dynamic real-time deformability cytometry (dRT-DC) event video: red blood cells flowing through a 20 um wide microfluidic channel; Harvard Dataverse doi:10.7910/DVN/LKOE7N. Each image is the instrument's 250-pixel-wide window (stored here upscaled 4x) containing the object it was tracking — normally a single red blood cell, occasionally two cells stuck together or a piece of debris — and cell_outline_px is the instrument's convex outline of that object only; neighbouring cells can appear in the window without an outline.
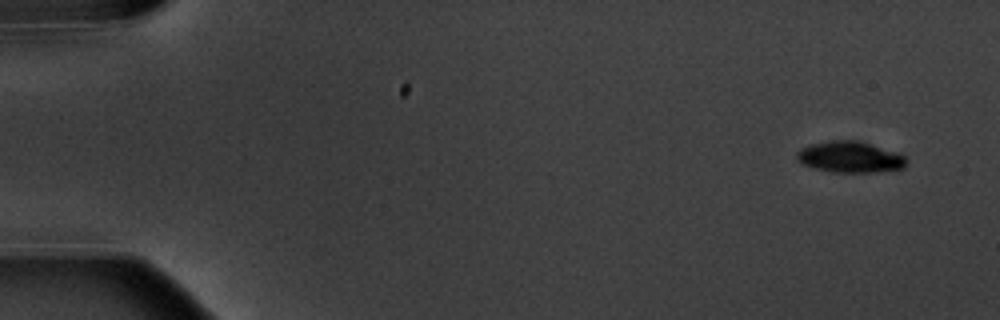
{"species": "common noctule bat (a hibernating species)", "species_latin": "Nyctalus noctula", "temperature_condition": "warm", "stored_images_in_passage": 5, "camera_frame_rate_fps": 3000, "um_per_image_px": 0.085, "animal": {"sex": "male", "body_mass_g": 20.1, "forearm_length_mm": 53.5}, "frame": {"image": 1, "passage_image": 1, "time_ms": 0.0, "image_size_px": [1000, 320], "cell_outline_px": [[908, 164], [904, 168], [872, 172], [832, 172], [812, 168], [800, 164], [796, 160], [796, 152], [808, 144], [828, 140], [856, 140], [900, 152], [908, 160]], "centroid_in_image_um": [72.23, 13.34], "position_along_channel_um": 12.8, "area_um2": 20.35}}
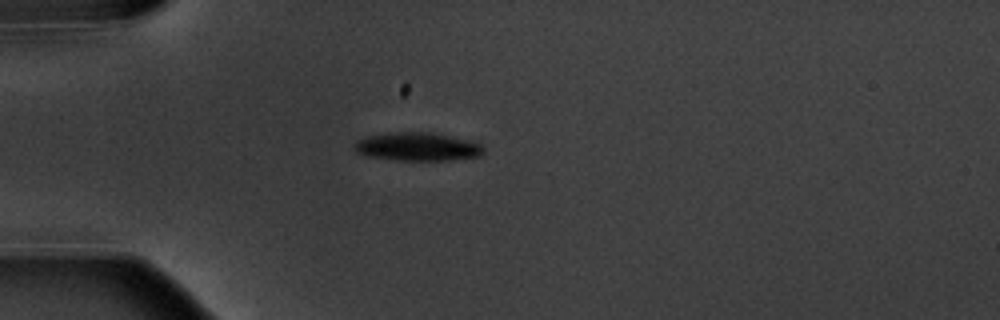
{"frame": {"image": 2, "passage_image": 5, "time_ms": 4.333, "image_size_px": [1000, 320], "cell_outline_px": [[484, 152], [480, 156], [452, 160], [396, 160], [364, 156], [356, 152], [352, 148], [352, 144], [356, 140], [368, 136], [392, 132], [428, 132], [476, 140], [484, 148]], "centroid_in_image_um": [35.48, 12.47], "position_along_channel_um": 49.5, "area_um2": 21.79}}